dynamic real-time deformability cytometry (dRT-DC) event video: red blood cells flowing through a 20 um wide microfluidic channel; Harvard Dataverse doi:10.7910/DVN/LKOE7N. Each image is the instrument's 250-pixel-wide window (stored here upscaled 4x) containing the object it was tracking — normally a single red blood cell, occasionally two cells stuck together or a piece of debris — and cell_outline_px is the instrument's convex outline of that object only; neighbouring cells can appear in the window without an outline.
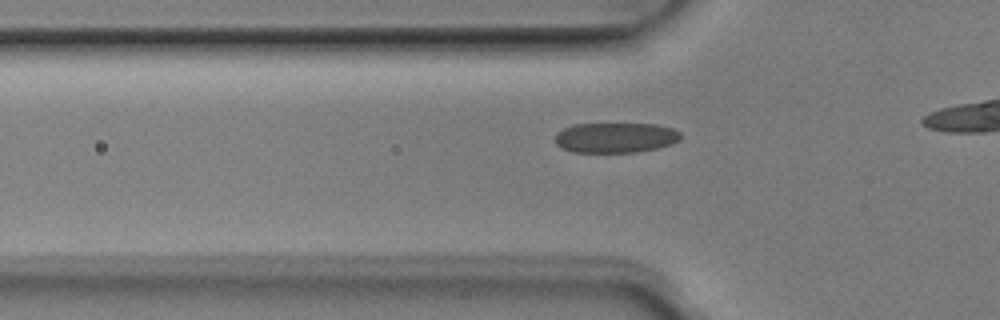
{"species": "Egyptian fruit bat (a non-hibernating species)", "species_latin": "Rousettus aegyptiacus", "temperature_condition": "room temperature", "stored_images_in_passage": 14, "camera_frame_rate_fps": 3000, "um_per_image_px": 0.085, "animal": {"sex": "male"}, "frame": {"image": 1, "passage_image": 8, "time_ms": 2.333, "image_size_px": [1000, 320], "cell_outline_px": [[680, 140], [672, 144], [656, 148], [636, 152], [572, 152], [560, 148], [556, 144], [556, 132], [572, 124], [656, 124], [672, 128], [680, 132]], "centroid_in_image_um": [52.3, 11.7], "position_along_channel_um": 73.5, "area_um2": 22.14}}
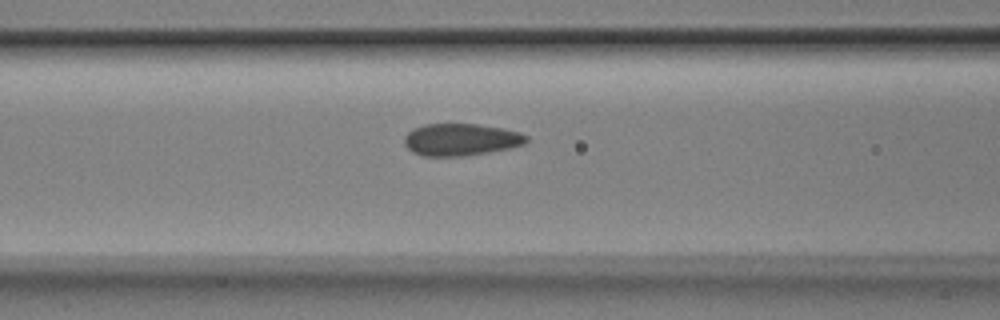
{"frame": {"image": 2, "passage_image": 12, "time_ms": 3.667, "image_size_px": [1000, 320], "cell_outline_px": [[528, 140], [524, 144], [508, 148], [488, 152], [464, 156], [424, 156], [412, 152], [404, 144], [404, 136], [412, 128], [424, 124], [476, 124], [500, 128], [520, 132], [528, 136]], "centroid_in_image_um": [39.14, 11.86], "position_along_channel_um": 127.5, "area_um2": 22.83}}